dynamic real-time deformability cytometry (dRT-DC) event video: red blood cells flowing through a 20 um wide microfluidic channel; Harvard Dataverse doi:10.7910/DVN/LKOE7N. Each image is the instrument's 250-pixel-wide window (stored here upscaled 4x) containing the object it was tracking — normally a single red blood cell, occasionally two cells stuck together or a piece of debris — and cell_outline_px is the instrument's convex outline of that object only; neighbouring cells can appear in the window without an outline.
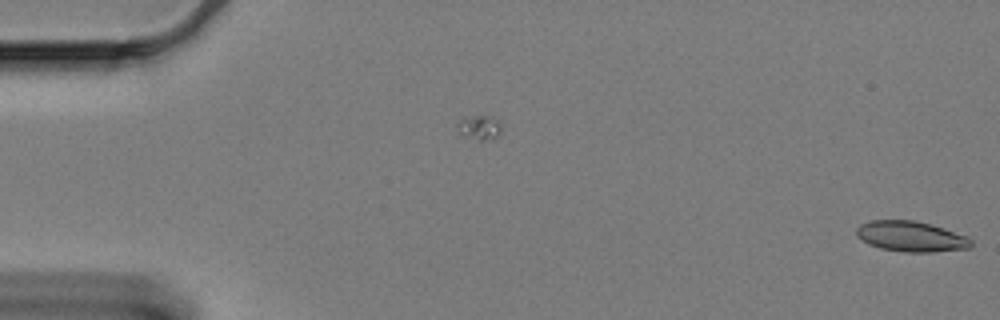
{"species": "Egyptian fruit bat (a non-hibernating species)", "species_latin": "Rousettus aegyptiacus", "temperature_condition": "cold", "stored_images_in_passage": 19, "camera_frame_rate_fps": 3000, "um_per_image_px": 0.085, "animal": {"sex": "female"}, "frame": {"image": 1, "passage_image": 19, "time_ms": 6.0, "image_size_px": [1000, 320], "cell_outline_px": [[972, 244], [968, 248], [932, 252], [904, 252], [880, 248], [868, 244], [856, 236], [856, 228], [860, 224], [872, 220], [912, 220], [928, 224], [964, 236], [972, 240]], "centroid_in_image_um": [77.35, 20.11], "position_along_channel_um": 7.6, "area_um2": 20.0}}